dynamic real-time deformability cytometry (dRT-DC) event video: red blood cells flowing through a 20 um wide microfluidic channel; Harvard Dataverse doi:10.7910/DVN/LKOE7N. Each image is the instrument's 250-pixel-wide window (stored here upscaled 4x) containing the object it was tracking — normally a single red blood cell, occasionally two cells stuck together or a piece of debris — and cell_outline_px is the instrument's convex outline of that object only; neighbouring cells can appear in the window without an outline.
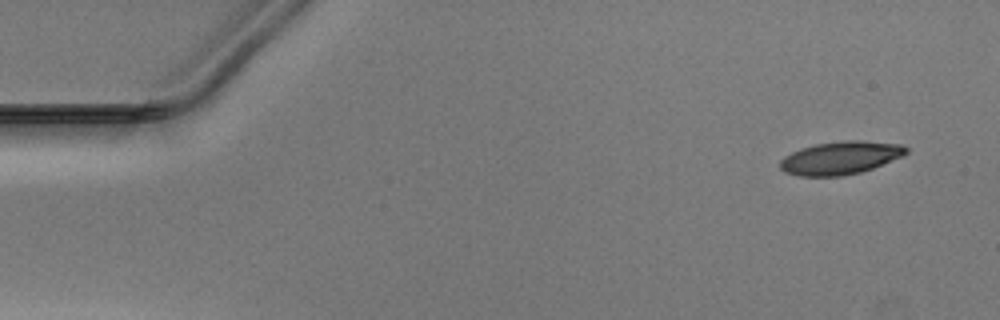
{"species": "Egyptian fruit bat (a non-hibernating species)", "species_latin": "Rousettus aegyptiacus", "temperature_condition": "warm", "stored_images_in_passage": 12, "camera_frame_rate_fps": 3000, "um_per_image_px": 0.085, "animal": {"sex": "male"}, "frame": {"image": 1, "passage_image": 1, "time_ms": 0.0, "image_size_px": [1000, 320], "cell_outline_px": [[908, 152], [904, 156], [872, 168], [860, 172], [840, 176], [800, 176], [784, 172], [780, 168], [780, 160], [784, 156], [800, 148], [816, 144], [844, 140], [860, 140], [900, 144], [908, 148]], "centroid_in_image_um": [71.43, 13.41], "position_along_channel_um": 13.6, "area_um2": 24.28}}
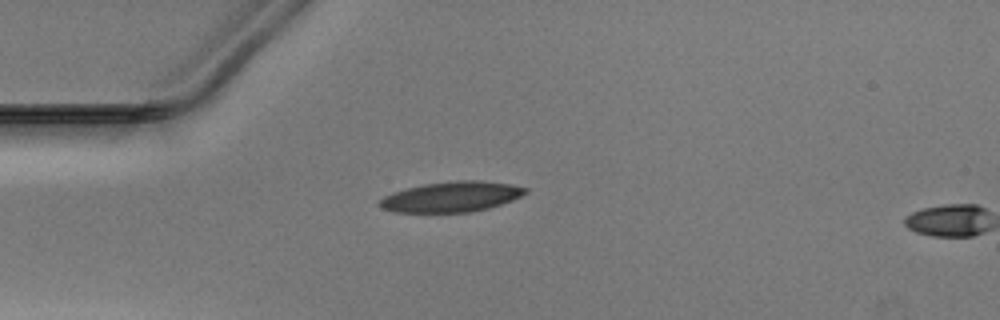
{"frame": {"image": 2, "passage_image": 11, "time_ms": 3.333, "image_size_px": [1000, 320], "cell_outline_px": [[528, 192], [512, 200], [488, 208], [468, 212], [396, 212], [380, 208], [376, 204], [384, 196], [392, 192], [424, 184], [456, 180], [480, 180], [512, 184], [528, 188]], "centroid_in_image_um": [38.36, 16.72], "position_along_channel_um": 46.6, "area_um2": 25.78}}